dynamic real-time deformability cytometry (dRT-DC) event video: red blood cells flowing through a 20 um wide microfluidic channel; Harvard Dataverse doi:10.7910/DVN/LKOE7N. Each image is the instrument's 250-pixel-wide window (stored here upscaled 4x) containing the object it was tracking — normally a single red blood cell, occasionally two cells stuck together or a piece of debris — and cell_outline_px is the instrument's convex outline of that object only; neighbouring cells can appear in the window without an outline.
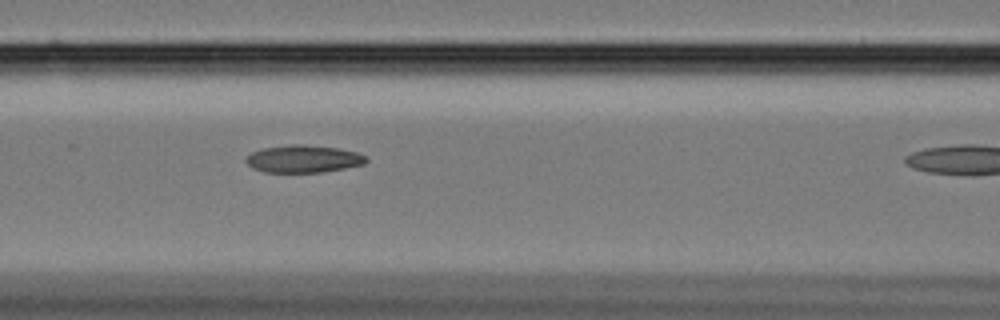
{"species": "Egyptian fruit bat (a non-hibernating species)", "species_latin": "Rousettus aegyptiacus", "temperature_condition": "cold", "stored_images_in_passage": 10, "camera_frame_rate_fps": 3000, "um_per_image_px": 0.085, "animal": {"sex": "female"}, "frame": {"image": 1, "passage_image": 9, "time_ms": 2.667, "image_size_px": [1000, 320], "cell_outline_px": [[368, 160], [364, 164], [344, 168], [320, 172], [264, 172], [252, 168], [244, 160], [252, 152], [260, 148], [288, 144], [304, 144], [340, 148], [356, 152], [368, 156]], "centroid_in_image_um": [25.78, 13.49], "position_along_channel_um": 140.8, "area_um2": 19.42}}